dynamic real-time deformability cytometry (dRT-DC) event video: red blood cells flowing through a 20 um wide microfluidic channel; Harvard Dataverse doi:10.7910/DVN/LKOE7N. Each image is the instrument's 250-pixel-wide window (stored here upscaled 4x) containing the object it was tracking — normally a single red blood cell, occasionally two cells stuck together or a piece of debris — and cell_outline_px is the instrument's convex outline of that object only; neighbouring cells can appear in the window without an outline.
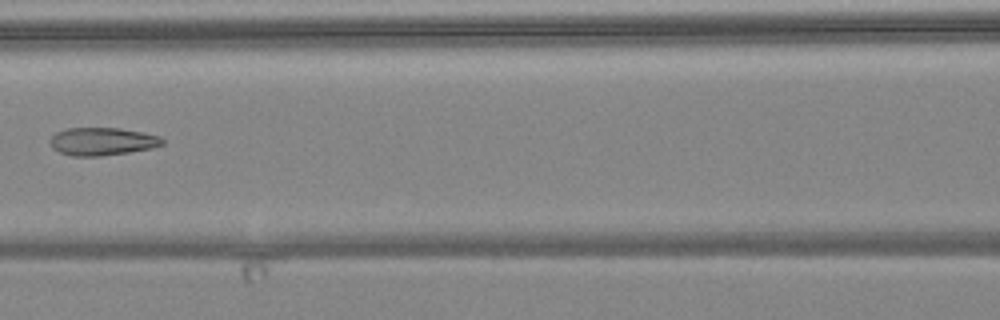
{"species": "common noctule bat (a hibernating species)", "species_latin": "Nyctalus noctula", "temperature_condition": "warm", "stored_images_in_passage": 5, "camera_frame_rate_fps": 3000, "um_per_image_px": 0.085, "animal": {"sex": "female", "body_mass_g": 24.6, "forearm_length_mm": 56.2}, "frame": {"image": 1, "passage_image": 5, "time_ms": 4.667, "image_size_px": [1000, 320], "cell_outline_px": [[164, 144], [152, 148], [128, 152], [100, 156], [72, 156], [60, 152], [52, 148], [48, 140], [56, 132], [68, 128], [120, 128], [144, 132], [160, 136], [164, 140]], "centroid_in_image_um": [8.69, 12.02], "position_along_channel_um": 157.9, "area_um2": 18.32}}